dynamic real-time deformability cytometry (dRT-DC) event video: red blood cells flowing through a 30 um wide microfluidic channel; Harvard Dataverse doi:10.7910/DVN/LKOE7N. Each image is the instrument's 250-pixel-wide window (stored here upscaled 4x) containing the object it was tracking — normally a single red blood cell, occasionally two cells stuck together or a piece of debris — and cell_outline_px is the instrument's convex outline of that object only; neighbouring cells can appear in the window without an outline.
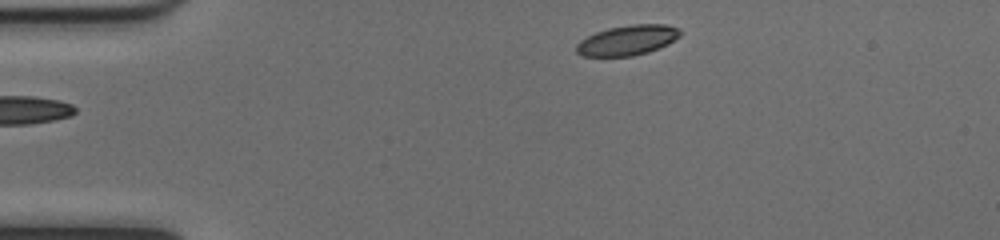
{"species": "common noctule bat (a hibernating species)", "species_latin": "Nyctalus noctula", "temperature_condition": "cold", "stored_images_in_passage": 42, "camera_frame_rate_fps": 3000, "um_per_image_px": 0.085, "animal": {"sex": "female", "body_mass_g": 17.0, "forearm_length_mm": 48.0}, "frame": {"image": 1, "passage_image": 1, "time_ms": 0.0, "image_size_px": [1000, 240], "cell_outline_px": [[680, 36], [668, 44], [648, 52], [632, 56], [580, 56], [576, 52], [576, 44], [580, 40], [596, 32], [608, 28], [632, 24], [668, 24], [676, 28], [680, 32]], "centroid_in_image_um": [53.31, 3.42], "position_along_channel_um": 31.7, "area_um2": 18.15}}
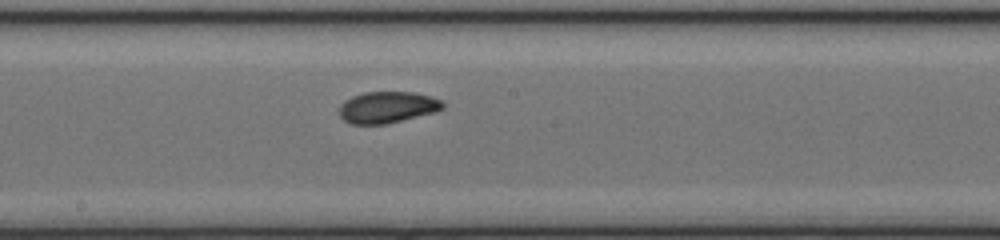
{"frame": {"image": 2, "passage_image": 19, "time_ms": 6.0, "image_size_px": [1000, 240], "cell_outline_px": [[444, 108], [436, 112], [384, 124], [352, 124], [344, 120], [340, 116], [340, 104], [344, 100], [352, 96], [364, 92], [416, 92], [432, 96], [444, 100]], "centroid_in_image_um": [32.96, 9.1], "position_along_channel_um": 215.2, "area_um2": 19.13}}
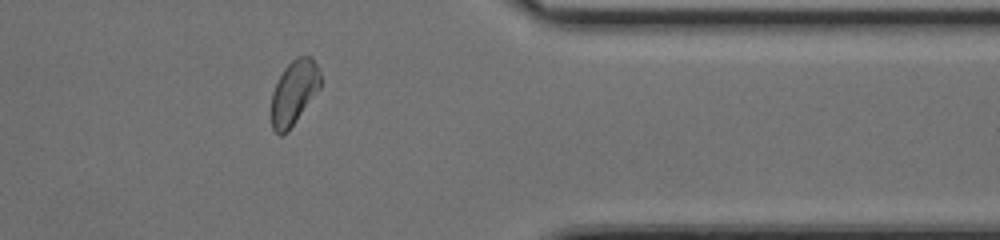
{"frame": {"image": 3, "passage_image": 33, "time_ms": 10.667, "image_size_px": [1000, 240], "cell_outline_px": [[320, 88], [288, 132], [280, 136], [272, 128], [272, 92], [284, 68], [296, 56], [312, 56], [320, 72]], "centroid_in_image_um": [25.0, 7.85], "position_along_channel_um": 386.4, "area_um2": 18.32}, "authors_computed_cell_mechanics": {"area_um2": 18.8428, "velocity_mm_per_s": 3.9931, "shape_relaxation_time_tau1_ms": 6.8638, "shape_relaxation_time_tau2_ms": 5.0935, "deformation_change_tau1": 0.1608, "deformation_change_tau2": 0.0848}}